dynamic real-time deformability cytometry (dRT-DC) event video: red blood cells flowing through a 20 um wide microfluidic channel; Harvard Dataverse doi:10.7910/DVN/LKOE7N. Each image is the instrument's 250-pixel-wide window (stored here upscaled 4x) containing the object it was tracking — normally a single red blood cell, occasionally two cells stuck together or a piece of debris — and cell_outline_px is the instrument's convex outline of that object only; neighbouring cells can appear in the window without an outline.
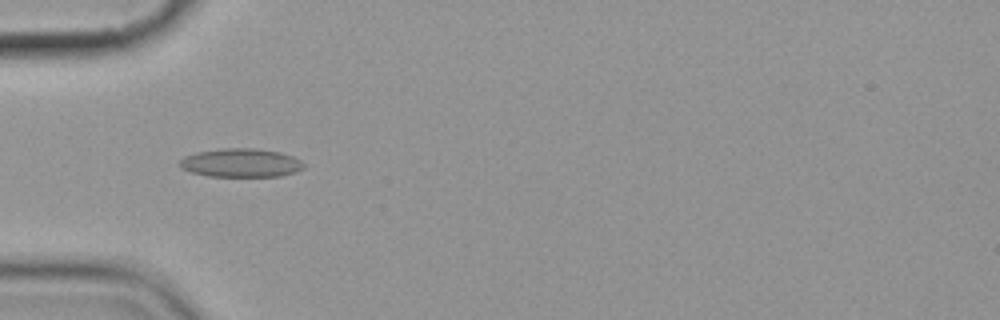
{"species": "common noctule bat (a hibernating species)", "species_latin": "Nyctalus noctula", "temperature_condition": "cold", "stored_images_in_passage": 6, "camera_frame_rate_fps": 3000, "um_per_image_px": 0.085, "animal": {"sex": "female", "body_mass_g": 19.9}, "frame": {"image": 1, "passage_image": 6, "time_ms": 5.667, "image_size_px": [1000, 320], "cell_outline_px": [[304, 168], [280, 176], [208, 176], [192, 172], [180, 168], [180, 160], [184, 156], [196, 152], [224, 148], [256, 148], [280, 152], [292, 156], [300, 160], [304, 164]], "centroid_in_image_um": [20.46, 13.83], "position_along_channel_um": 64.5, "area_um2": 20.58}}